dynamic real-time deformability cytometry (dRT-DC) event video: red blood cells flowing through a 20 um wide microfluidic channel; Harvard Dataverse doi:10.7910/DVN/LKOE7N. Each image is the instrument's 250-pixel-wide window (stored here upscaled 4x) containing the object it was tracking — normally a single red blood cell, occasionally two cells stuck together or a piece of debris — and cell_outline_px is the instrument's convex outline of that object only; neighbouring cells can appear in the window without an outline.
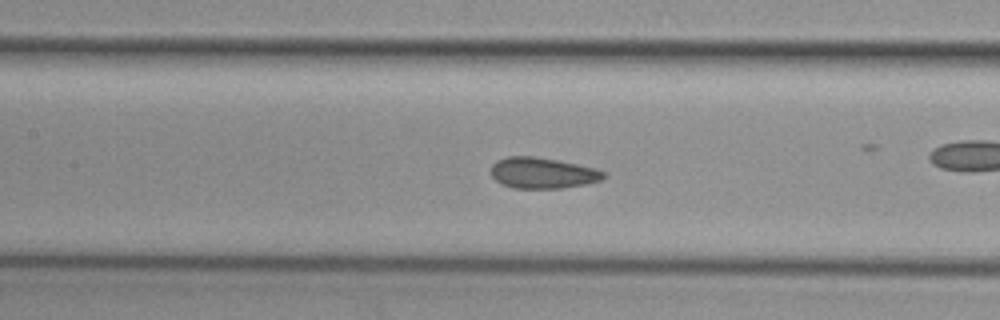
{"species": "common noctule bat (a hibernating species)", "species_latin": "Nyctalus noctula", "temperature_condition": "cold", "stored_images_in_passage": 45, "camera_frame_rate_fps": 3000, "um_per_image_px": 0.085, "animal": {"sex": "female", "body_mass_g": 29.2, "forearm_length_mm": 56.3}, "frame": {"image": 1, "passage_image": 14, "time_ms": 4.333, "image_size_px": [1000, 320], "cell_outline_px": [[608, 176], [600, 180], [584, 184], [560, 188], [512, 188], [500, 184], [492, 176], [492, 164], [496, 160], [508, 156], [532, 156], [556, 160], [596, 168], [608, 172]], "centroid_in_image_um": [46.13, 14.7], "position_along_channel_um": 161.3, "area_um2": 20.35}}
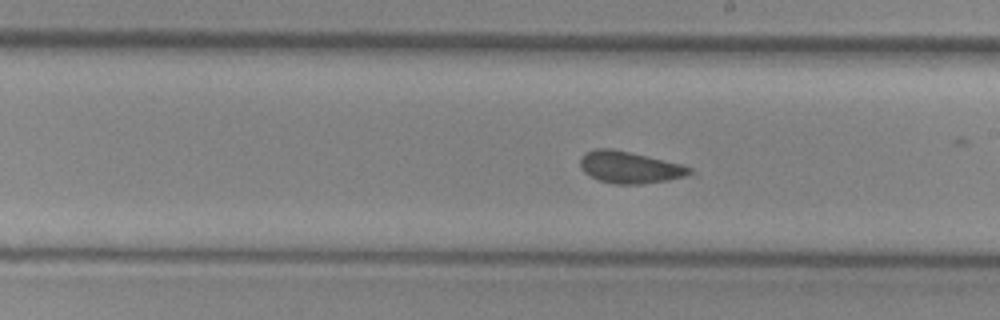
{"frame": {"image": 2, "passage_image": 20, "time_ms": 6.333, "image_size_px": [1000, 320], "cell_outline_px": [[696, 176], [644, 184], [612, 184], [600, 180], [584, 172], [580, 168], [580, 156], [584, 152], [596, 148], [612, 148], [680, 164], [692, 168]], "centroid_in_image_um": [53.57, 14.23], "position_along_channel_um": 235.4, "area_um2": 20.63}, "authors_computed_cell_mechanics": {"area_um2": 20.1722, "velocity_mm_per_s": 3.734, "shape_relaxation_time_tau1_ms": null, "shape_relaxation_time_tau2_ms": 1.6729, "deformation_change_tau1": null, "deformation_change_tau2": 0.0792}}